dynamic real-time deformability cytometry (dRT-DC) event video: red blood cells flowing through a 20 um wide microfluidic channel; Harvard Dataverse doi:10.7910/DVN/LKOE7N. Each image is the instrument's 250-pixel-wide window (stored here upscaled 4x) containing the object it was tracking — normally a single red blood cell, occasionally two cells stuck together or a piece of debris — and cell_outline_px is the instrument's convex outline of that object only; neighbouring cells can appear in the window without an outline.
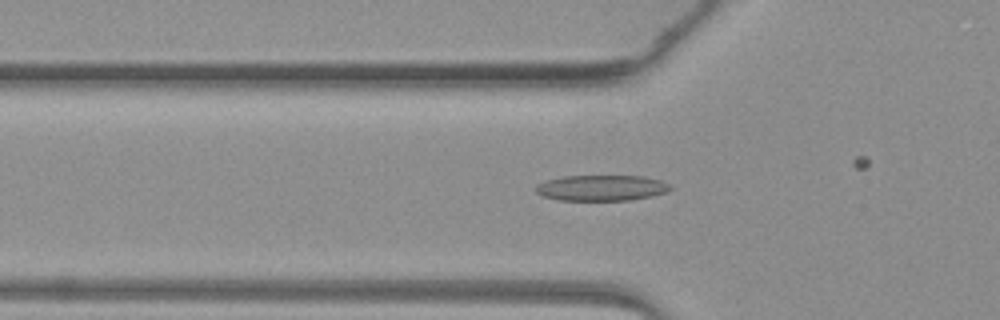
{"species": "common noctule bat (a hibernating species)", "species_latin": "Nyctalus noctula", "temperature_condition": "warm", "stored_images_in_passage": 35, "camera_frame_rate_fps": 3000, "um_per_image_px": 0.085, "animal": {"sex": "female", "body_mass_g": 19.3, "forearm_length_mm": 54.1}, "frame": {"image": 1, "passage_image": 14, "time_ms": 4.333, "image_size_px": [1000, 320], "cell_outline_px": [[672, 188], [664, 192], [652, 196], [628, 200], [560, 200], [540, 196], [536, 192], [536, 188], [540, 184], [548, 180], [564, 176], [644, 176], [660, 180], [672, 184]], "centroid_in_image_um": [51.15, 15.97], "position_along_channel_um": 74.6, "area_um2": 20.06}}
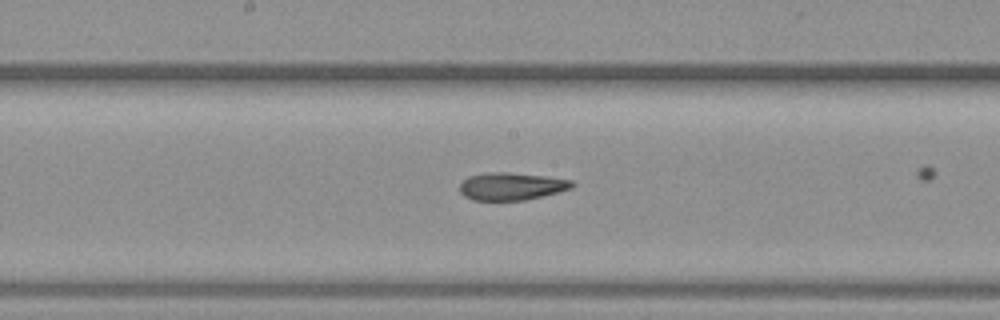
{"frame": {"image": 2, "passage_image": 23, "time_ms": 7.333, "image_size_px": [1000, 320], "cell_outline_px": [[576, 184], [572, 188], [560, 192], [524, 200], [472, 200], [464, 196], [460, 192], [460, 184], [468, 176], [484, 172], [508, 172], [548, 176], [572, 180]], "centroid_in_image_um": [43.49, 15.82], "position_along_channel_um": 204.7, "area_um2": 18.26}}
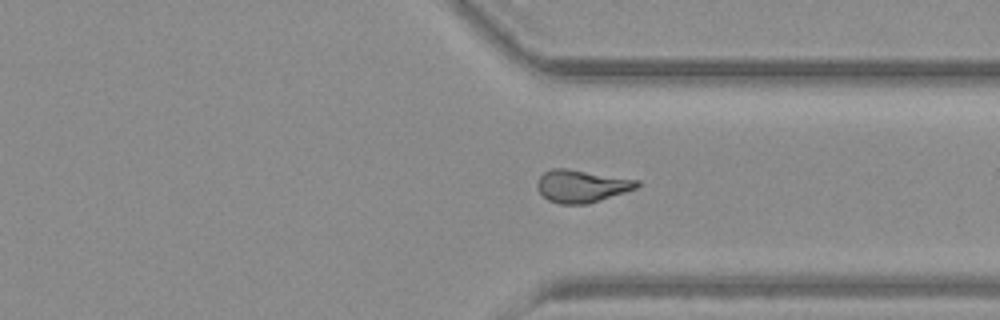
{"frame": {"image": 3, "passage_image": 34, "time_ms": 11.0, "image_size_px": [1000, 320], "cell_outline_px": [[640, 184], [636, 188], [588, 204], [560, 204], [548, 200], [536, 188], [536, 184], [540, 176], [544, 172], [552, 168], [568, 168], [640, 180]], "centroid_in_image_um": [49.42, 15.8], "position_along_channel_um": 362.0, "area_um2": 18.96}}